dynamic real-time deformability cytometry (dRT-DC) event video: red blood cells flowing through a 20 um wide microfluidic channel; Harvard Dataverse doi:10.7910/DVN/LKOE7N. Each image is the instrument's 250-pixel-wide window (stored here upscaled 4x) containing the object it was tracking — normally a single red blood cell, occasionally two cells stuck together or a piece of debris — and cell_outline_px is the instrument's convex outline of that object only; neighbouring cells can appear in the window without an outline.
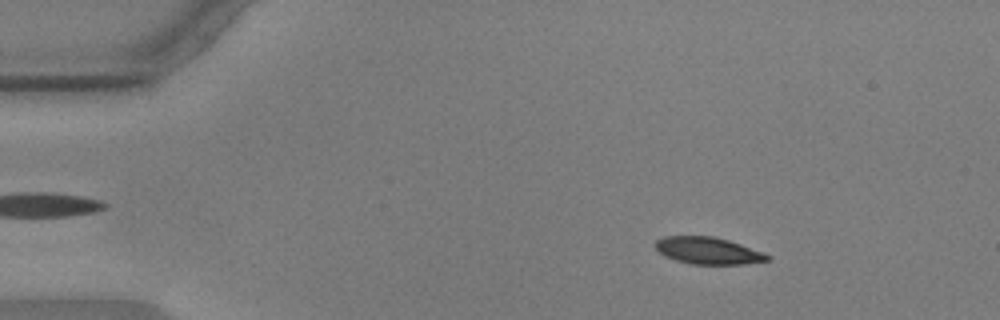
{"species": "common noctule bat (a hibernating species)", "species_latin": "Nyctalus noctula", "temperature_condition": "warm", "stored_images_in_passage": 17, "camera_frame_rate_fps": 3000, "um_per_image_px": 0.085, "animal": {"sex": "male", "body_mass_g": 17.9, "forearm_length_mm": 54.2}, "frame": {"image": 1, "passage_image": 8, "time_ms": 2.333, "image_size_px": [1000, 320], "cell_outline_px": [[772, 256], [768, 260], [744, 264], [692, 264], [676, 260], [664, 256], [656, 248], [656, 240], [664, 236], [712, 236], [728, 240], [764, 252]], "centroid_in_image_um": [60.2, 21.3], "position_along_channel_um": 24.8, "area_um2": 17.51}}
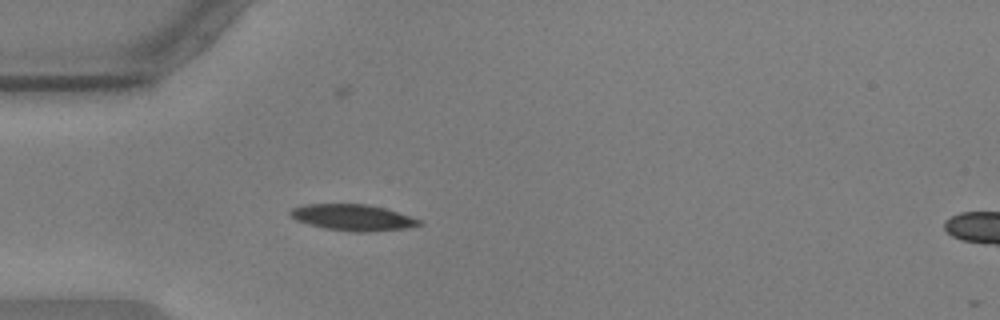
{"frame": {"image": 2, "passage_image": 16, "time_ms": 5.0, "image_size_px": [1000, 320], "cell_outline_px": [[424, 224], [404, 228], [368, 232], [352, 232], [324, 228], [308, 224], [296, 220], [288, 212], [292, 208], [304, 204], [364, 204], [384, 208], [420, 220]], "centroid_in_image_um": [29.94, 18.49], "position_along_channel_um": 55.1, "area_um2": 19.48}}